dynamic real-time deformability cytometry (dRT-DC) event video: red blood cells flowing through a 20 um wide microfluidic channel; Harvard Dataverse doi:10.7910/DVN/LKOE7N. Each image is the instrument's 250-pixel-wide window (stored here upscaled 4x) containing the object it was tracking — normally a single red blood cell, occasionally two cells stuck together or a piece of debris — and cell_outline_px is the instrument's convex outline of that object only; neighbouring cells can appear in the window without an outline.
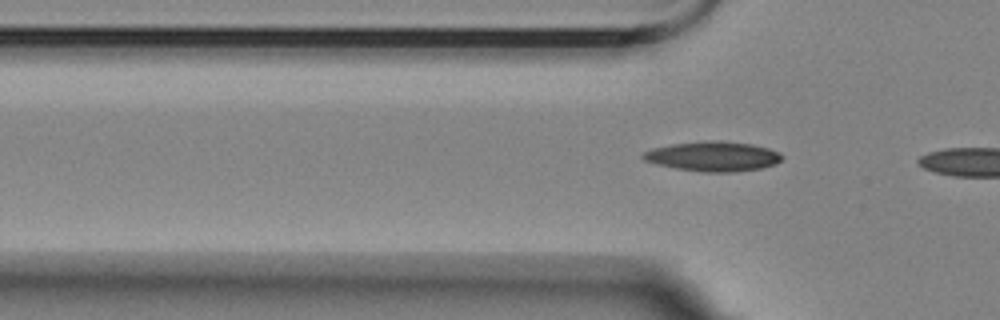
{"species": "Egyptian fruit bat (a non-hibernating species)", "species_latin": "Rousettus aegyptiacus", "temperature_condition": "room temperature", "stored_images_in_passage": 5, "segment_of_instrument_passage": [2, 2], "camera_frame_rate_fps": 3000, "um_per_image_px": 0.085, "animal": {"sex": "female"}, "frame": {"image": 1, "passage_image": 5, "time_ms": 4.667, "image_size_px": [1000, 320], "cell_outline_px": [[784, 156], [776, 164], [760, 168], [736, 172], [704, 172], [676, 168], [656, 164], [644, 160], [640, 156], [644, 152], [652, 148], [672, 144], [712, 140], [716, 140], [752, 144], [768, 148], [780, 152]], "centroid_in_image_um": [60.62, 13.29], "position_along_channel_um": 65.2, "area_um2": 24.1}}